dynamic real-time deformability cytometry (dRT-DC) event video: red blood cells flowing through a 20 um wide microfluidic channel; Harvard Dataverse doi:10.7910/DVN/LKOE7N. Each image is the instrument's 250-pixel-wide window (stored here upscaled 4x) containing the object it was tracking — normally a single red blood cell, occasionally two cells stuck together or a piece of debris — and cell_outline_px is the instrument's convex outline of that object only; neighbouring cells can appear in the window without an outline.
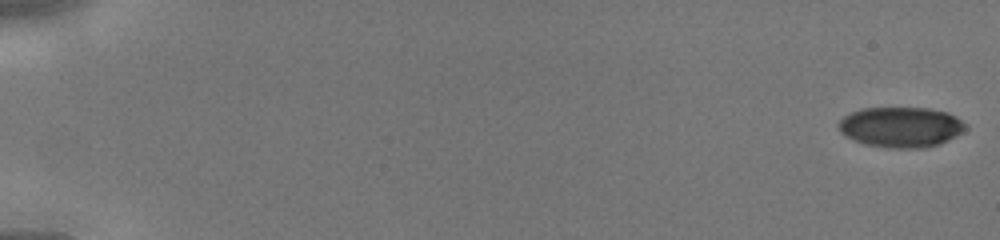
{"species": "human", "species_latin": "Homo sapiens", "temperature_condition": "cold", "stored_images_in_passage": 45, "camera_frame_rate_fps": 3000, "um_per_image_px": 0.085, "donor": {"sex": "male"}, "frame": {"image": 1, "passage_image": 1, "time_ms": 0.0, "image_size_px": [1000, 240], "cell_outline_px": [[968, 128], [956, 136], [948, 140], [924, 148], [892, 148], [864, 144], [844, 136], [840, 132], [836, 124], [844, 116], [860, 108], [928, 108], [948, 112], [956, 116], [968, 124]], "centroid_in_image_um": [76.58, 10.79], "position_along_channel_um": 8.4, "area_um2": 30.11}}
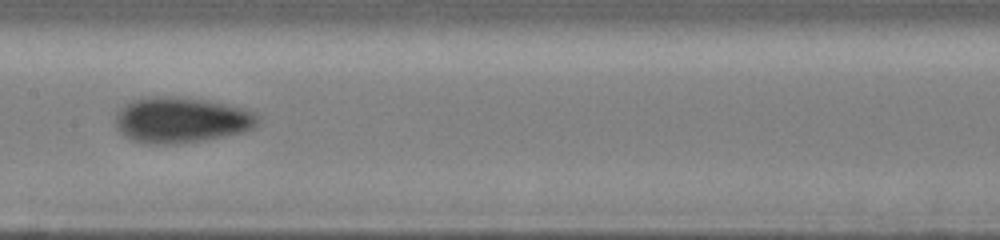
{"frame": {"image": 2, "passage_image": 25, "time_ms": 8.0, "image_size_px": [1000, 240], "cell_outline_px": [[260, 120], [256, 128], [244, 132], [204, 140], [180, 144], [148, 144], [132, 140], [124, 136], [116, 128], [116, 112], [124, 104], [140, 96], [176, 96], [208, 100], [248, 108], [256, 112], [260, 116]], "centroid_in_image_um": [15.44, 10.18], "position_along_channel_um": 192.0, "area_um2": 38.96}}
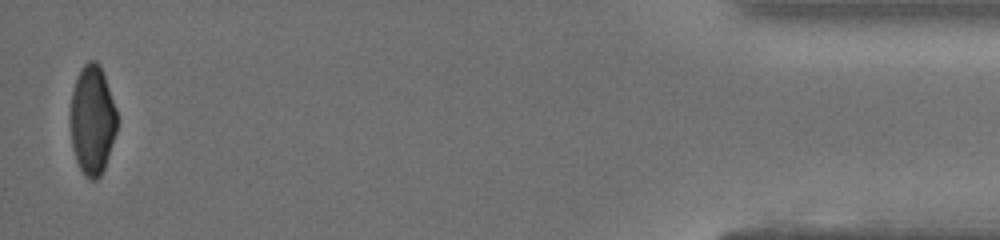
{"frame": {"image": 3, "passage_image": 45, "time_ms": 14.667, "image_size_px": [1000, 240], "cell_outline_px": [[116, 132], [104, 168], [100, 176], [96, 180], [88, 180], [84, 176], [76, 160], [72, 148], [68, 120], [72, 92], [80, 68], [88, 60], [96, 60], [100, 64], [116, 108]], "centroid_in_image_um": [7.81, 10.2], "position_along_channel_um": 427.4, "area_um2": 30.11}}